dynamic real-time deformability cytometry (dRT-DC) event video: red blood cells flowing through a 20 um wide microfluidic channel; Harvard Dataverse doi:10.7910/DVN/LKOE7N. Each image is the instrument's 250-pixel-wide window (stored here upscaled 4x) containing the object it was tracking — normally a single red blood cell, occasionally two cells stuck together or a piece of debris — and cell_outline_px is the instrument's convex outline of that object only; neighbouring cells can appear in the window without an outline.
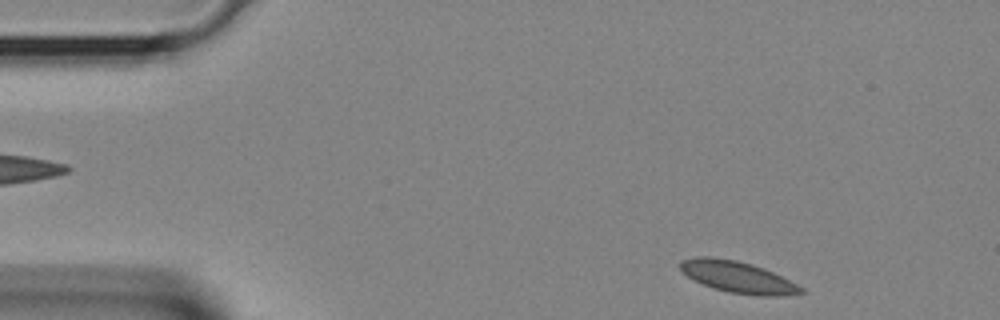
{"species": "Egyptian fruit bat (a non-hibernating species)", "species_latin": "Rousettus aegyptiacus", "temperature_condition": "room temperature", "stored_images_in_passage": 36, "camera_frame_rate_fps": 3000, "um_per_image_px": 0.085, "animal": {"sex": "female"}, "frame": {"image": 1, "passage_image": 1, "time_ms": 0.0, "image_size_px": [1000, 320], "cell_outline_px": [[804, 292], [784, 296], [760, 296], [728, 292], [704, 284], [688, 276], [680, 268], [680, 260], [692, 256], [712, 256], [736, 260], [752, 264], [764, 268], [804, 288]], "centroid_in_image_um": [62.7, 23.53], "position_along_channel_um": 22.3, "area_um2": 22.02}}
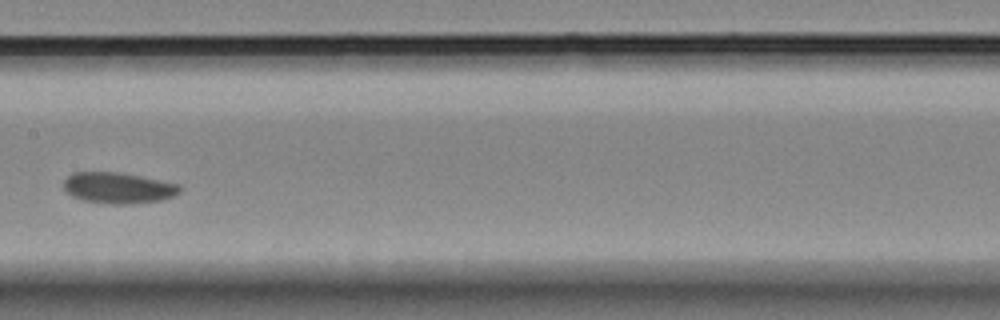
{"frame": {"image": 2, "passage_image": 16, "time_ms": 5.0, "image_size_px": [1000, 320], "cell_outline_px": [[184, 188], [180, 192], [172, 196], [160, 200], [128, 204], [108, 204], [84, 200], [72, 196], [64, 192], [64, 180], [72, 172], [120, 172], [180, 184]], "centroid_in_image_um": [10.04, 15.97], "position_along_channel_um": 197.4, "area_um2": 21.1}}
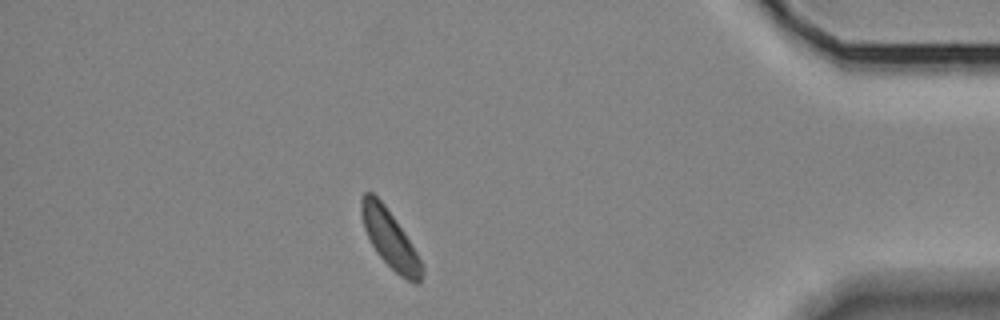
{"frame": {"image": 3, "passage_image": 31, "time_ms": 10.0, "image_size_px": [1000, 320], "cell_outline_px": [[424, 272], [420, 284], [412, 284], [400, 276], [376, 252], [364, 228], [360, 212], [360, 200], [364, 192], [372, 192], [384, 204], [404, 232], [416, 252], [424, 268]], "centroid_in_image_um": [33.15, 20.33], "position_along_channel_um": 402.1, "area_um2": 20.23}}